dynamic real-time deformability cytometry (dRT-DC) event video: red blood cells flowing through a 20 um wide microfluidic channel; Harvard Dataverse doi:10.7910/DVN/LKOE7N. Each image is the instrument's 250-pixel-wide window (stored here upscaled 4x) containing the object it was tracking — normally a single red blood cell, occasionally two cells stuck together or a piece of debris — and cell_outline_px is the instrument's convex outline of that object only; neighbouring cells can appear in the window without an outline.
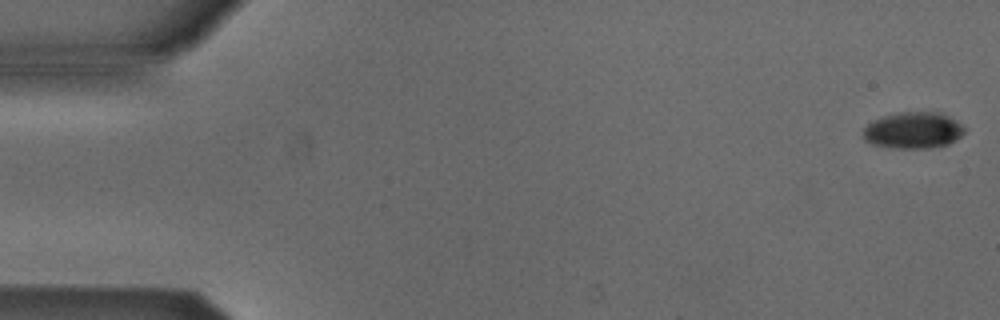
{"species": "Egyptian fruit bat (a non-hibernating species)", "species_latin": "Rousettus aegyptiacus", "temperature_condition": "cold", "stored_images_in_passage": 5, "segment_of_instrument_passage": [1, 2], "camera_frame_rate_fps": 3000, "um_per_image_px": 0.085, "animal": {"sex": "male"}, "frame": {"image": 1, "passage_image": 1, "time_ms": 0.0, "image_size_px": [1000, 320], "cell_outline_px": [[964, 132], [956, 140], [948, 144], [928, 148], [896, 148], [872, 144], [864, 140], [864, 128], [872, 120], [884, 116], [900, 112], [940, 112], [956, 120], [964, 128]], "centroid_in_image_um": [77.62, 11.07], "position_along_channel_um": 7.4, "area_um2": 21.39}}
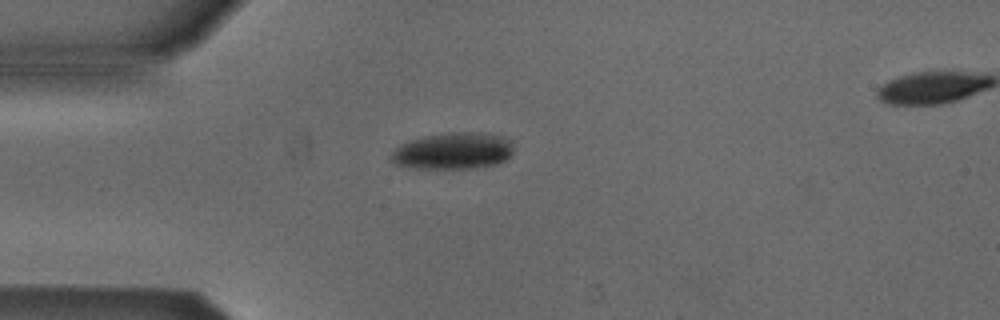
{"frame": {"image": 2, "passage_image": 4, "time_ms": 1.0, "image_size_px": [1000, 320], "cell_outline_px": [[512, 156], [508, 160], [496, 164], [472, 168], [416, 168], [396, 164], [388, 160], [388, 156], [400, 144], [424, 136], [448, 132], [480, 132], [500, 136], [512, 140]], "centroid_in_image_um": [38.52, 12.83], "position_along_channel_um": 46.5, "area_um2": 26.36}}